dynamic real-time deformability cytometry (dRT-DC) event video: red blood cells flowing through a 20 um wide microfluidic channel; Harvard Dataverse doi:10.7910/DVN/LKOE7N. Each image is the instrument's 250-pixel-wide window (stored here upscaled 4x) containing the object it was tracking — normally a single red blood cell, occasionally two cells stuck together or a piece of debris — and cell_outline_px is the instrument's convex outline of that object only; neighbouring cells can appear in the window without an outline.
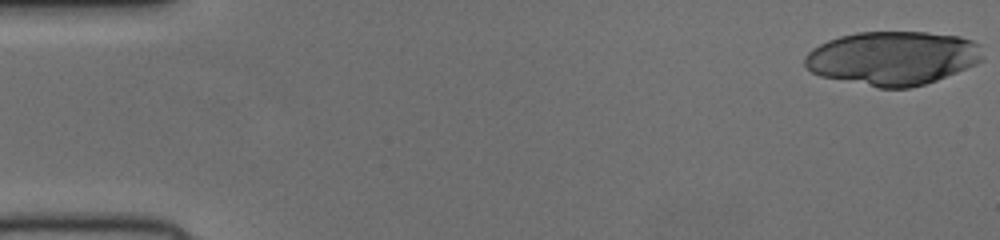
{"species": "human", "species_latin": "Homo sapiens", "temperature_condition": "cold", "stored_images_in_passage": 51, "camera_frame_rate_fps": 3000, "um_per_image_px": 0.085, "donor": {"sex": "female"}, "frame": {"image": 1, "passage_image": 1, "time_ms": 0.0, "image_size_px": [1000, 240], "cell_outline_px": [[980, 60], [956, 72], [936, 80], [924, 84], [908, 88], [880, 88], [820, 76], [812, 72], [804, 64], [804, 60], [808, 52], [812, 48], [828, 40], [840, 36], [856, 32], [928, 32], [960, 36], [972, 40], [976, 44], [980, 56]], "centroid_in_image_um": [75.8, 4.93], "position_along_channel_um": 9.2, "area_um2": 55.2}}
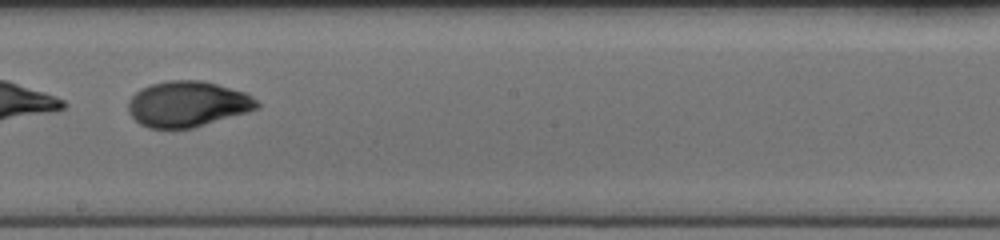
{"frame": {"image": 2, "passage_image": 30, "time_ms": 9.667, "image_size_px": [1000, 240], "cell_outline_px": [[260, 104], [256, 108], [244, 112], [192, 128], [148, 128], [140, 124], [128, 112], [128, 100], [140, 88], [152, 84], [168, 80], [204, 80], [244, 92], [252, 96]], "centroid_in_image_um": [15.89, 8.83], "position_along_channel_um": 232.3, "area_um2": 33.93}}
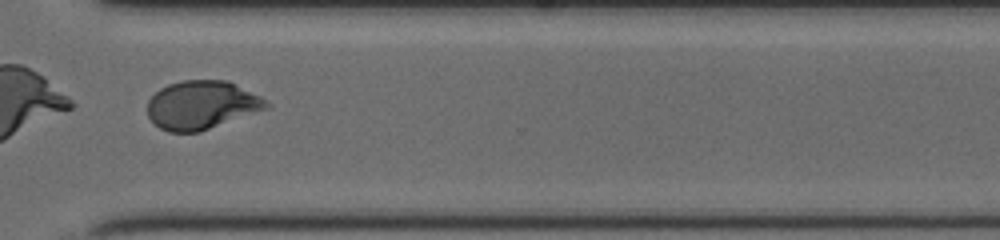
{"frame": {"image": 3, "passage_image": 39, "time_ms": 12.667, "image_size_px": [1000, 240], "cell_outline_px": [[272, 104], [268, 108], [200, 132], [168, 132], [160, 128], [148, 116], [148, 100], [160, 88], [168, 84], [184, 80], [228, 80], [260, 96]], "centroid_in_image_um": [17.15, 8.92], "position_along_channel_um": 353.4, "area_um2": 33.58}}